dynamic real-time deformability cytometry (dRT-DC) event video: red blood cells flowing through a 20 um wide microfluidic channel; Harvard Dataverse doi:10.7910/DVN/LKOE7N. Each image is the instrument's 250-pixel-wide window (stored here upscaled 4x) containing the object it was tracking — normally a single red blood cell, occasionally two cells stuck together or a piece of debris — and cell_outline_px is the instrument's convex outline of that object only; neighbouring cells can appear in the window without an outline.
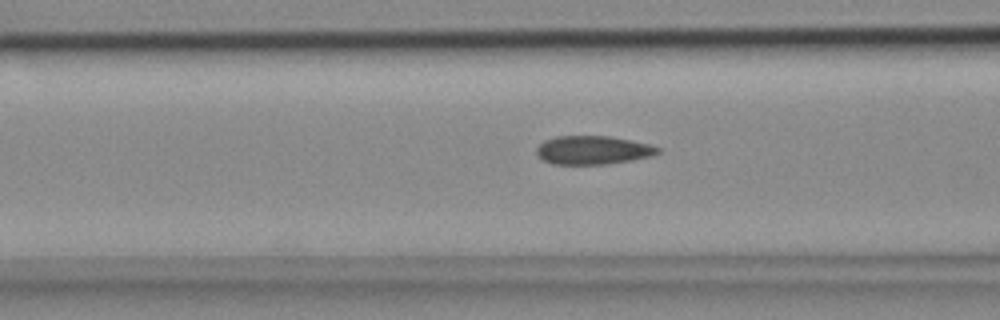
{"species": "common noctule bat (a hibernating species)", "species_latin": "Nyctalus noctula", "temperature_condition": "cold", "stored_images_in_passage": 39, "camera_frame_rate_fps": 3000, "um_per_image_px": 0.085, "animal": {"sex": "female", "body_mass_g": 18.4}, "frame": {"image": 1, "passage_image": 13, "time_ms": 4.0, "image_size_px": [1000, 320], "cell_outline_px": [[660, 152], [652, 156], [632, 160], [604, 164], [552, 164], [544, 160], [536, 152], [536, 148], [544, 140], [556, 136], [608, 136], [648, 144], [660, 148]], "centroid_in_image_um": [50.38, 12.76], "position_along_channel_um": 116.2, "area_um2": 20.0}}
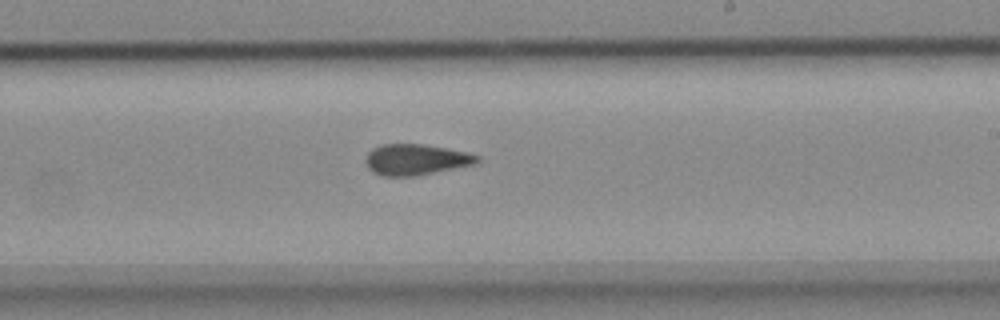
{"frame": {"image": 2, "passage_image": 24, "time_ms": 7.667, "image_size_px": [1000, 320], "cell_outline_px": [[480, 160], [476, 164], [412, 176], [384, 176], [372, 172], [368, 168], [368, 152], [372, 148], [384, 144], [424, 144], [448, 148], [468, 152], [480, 156]], "centroid_in_image_um": [35.4, 13.55], "position_along_channel_um": 253.6, "area_um2": 19.94}}
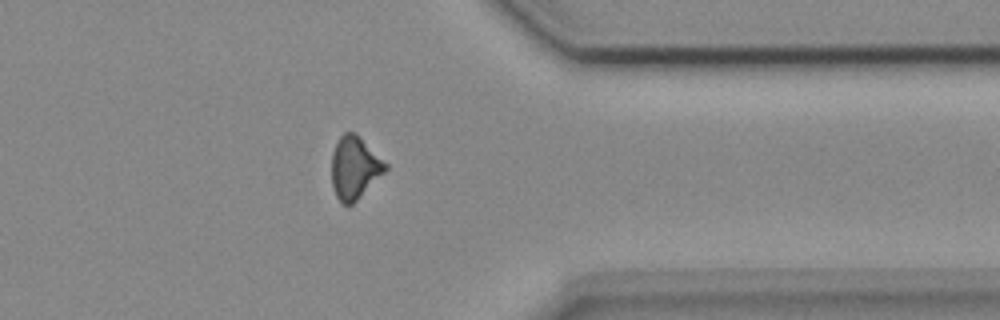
{"frame": {"image": 3, "passage_image": 35, "time_ms": 11.333, "image_size_px": [1000, 320], "cell_outline_px": [[388, 168], [352, 204], [344, 204], [336, 196], [332, 184], [332, 152], [340, 136], [344, 132], [356, 132], [388, 164]], "centroid_in_image_um": [30.14, 14.21], "position_along_channel_um": 381.3, "area_um2": 19.36}}